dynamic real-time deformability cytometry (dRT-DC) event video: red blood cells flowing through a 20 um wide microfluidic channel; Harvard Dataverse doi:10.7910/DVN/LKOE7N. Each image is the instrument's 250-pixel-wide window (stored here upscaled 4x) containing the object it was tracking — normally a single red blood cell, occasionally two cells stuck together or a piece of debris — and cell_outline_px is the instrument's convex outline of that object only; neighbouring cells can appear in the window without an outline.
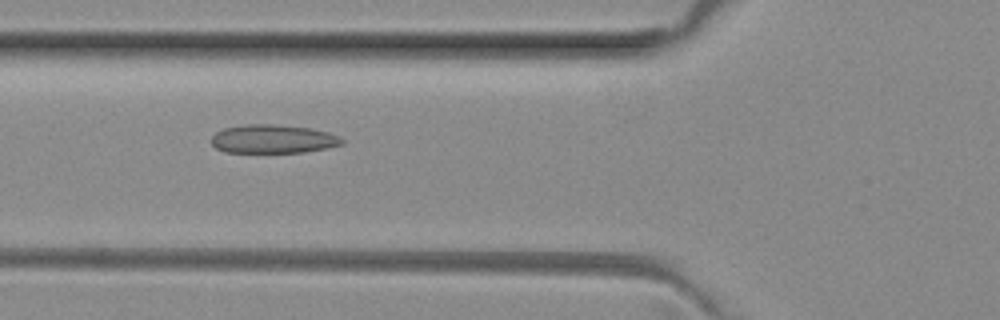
{"species": "common noctule bat (a hibernating species)", "species_latin": "Nyctalus noctula", "temperature_condition": "room temperature", "stored_images_in_passage": 6, "camera_frame_rate_fps": 3000, "um_per_image_px": 0.085, "animal": {"sex": "female", "body_mass_g": 29.2, "forearm_length_mm": 56.3}, "frame": {"image": 1, "passage_image": 3, "time_ms": 0.667, "image_size_px": [1000, 320], "cell_outline_px": [[344, 144], [328, 148], [304, 152], [224, 152], [216, 148], [212, 144], [212, 136], [216, 132], [224, 128], [248, 124], [268, 124], [308, 128], [328, 132], [340, 136], [344, 140]], "centroid_in_image_um": [23.23, 11.82], "position_along_channel_um": 102.6, "area_um2": 21.68}}
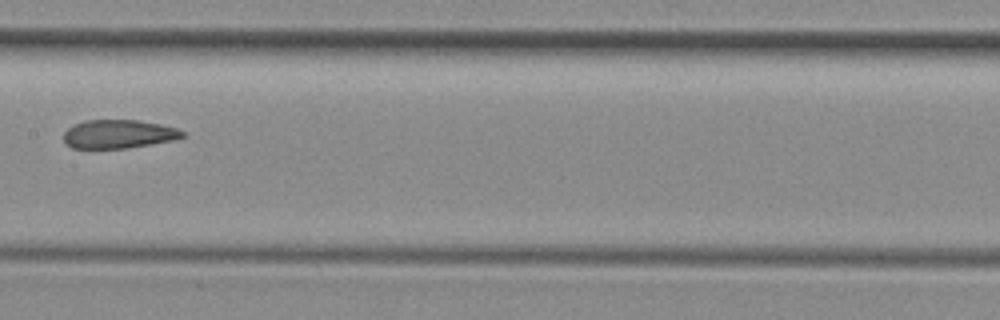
{"frame": {"image": 2, "passage_image": 5, "time_ms": 1.333, "image_size_px": [1000, 320], "cell_outline_px": [[188, 136], [176, 140], [128, 148], [72, 148], [64, 140], [64, 132], [68, 128], [84, 120], [136, 120], [160, 124], [176, 128], [184, 132]], "centroid_in_image_um": [10.13, 11.4], "position_along_channel_um": 197.3, "area_um2": 19.83}}
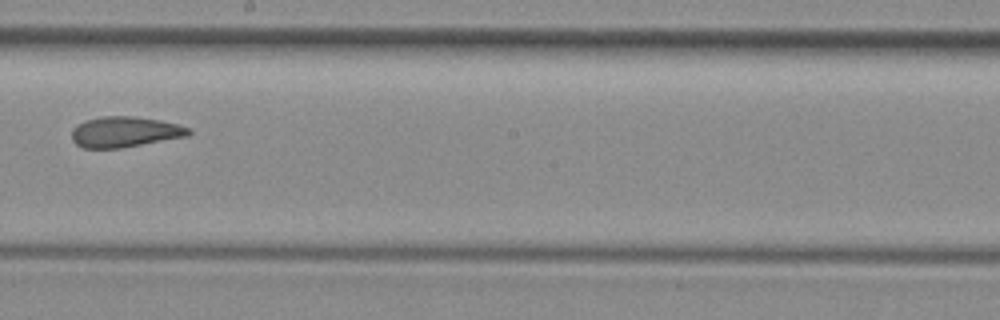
{"frame": {"image": 3, "passage_image": 6, "time_ms": 1.667, "image_size_px": [1000, 320], "cell_outline_px": [[192, 132], [188, 136], [120, 148], [84, 148], [76, 144], [72, 140], [72, 128], [76, 124], [88, 120], [104, 116], [132, 116], [180, 124], [192, 128]], "centroid_in_image_um": [10.63, 11.21], "position_along_channel_um": 237.6, "area_um2": 20.81}}